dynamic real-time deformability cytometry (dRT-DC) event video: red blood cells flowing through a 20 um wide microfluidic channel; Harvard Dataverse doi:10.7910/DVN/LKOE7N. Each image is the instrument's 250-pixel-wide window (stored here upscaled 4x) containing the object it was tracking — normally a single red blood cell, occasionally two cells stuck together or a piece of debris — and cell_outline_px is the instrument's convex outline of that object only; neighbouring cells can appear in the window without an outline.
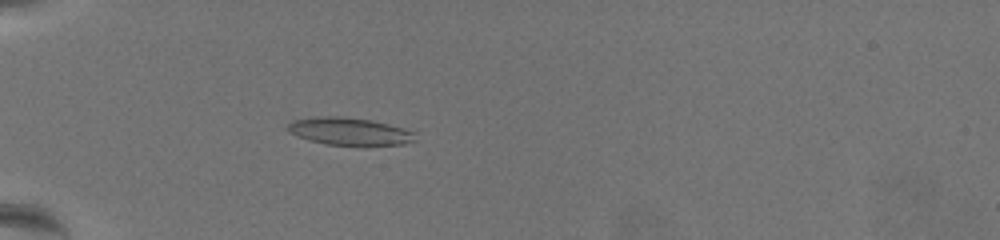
{"species": "common noctule bat (a hibernating species)", "species_latin": "Nyctalus noctula", "temperature_condition": "warm", "stored_images_in_passage": 46, "camera_frame_rate_fps": 3000, "um_per_image_px": 0.085, "animal": {"sex": "female", "body_mass_g": 19.5, "forearm_length_mm": 54.1}, "frame": {"image": 1, "passage_image": 9, "time_ms": 2.667, "image_size_px": [1000, 240], "cell_outline_px": [[416, 140], [404, 144], [324, 144], [296, 136], [288, 132], [284, 128], [292, 120], [320, 116], [340, 116], [372, 120], [388, 124], [416, 132]], "centroid_in_image_um": [29.65, 11.14], "position_along_channel_um": 55.3, "area_um2": 20.29}}
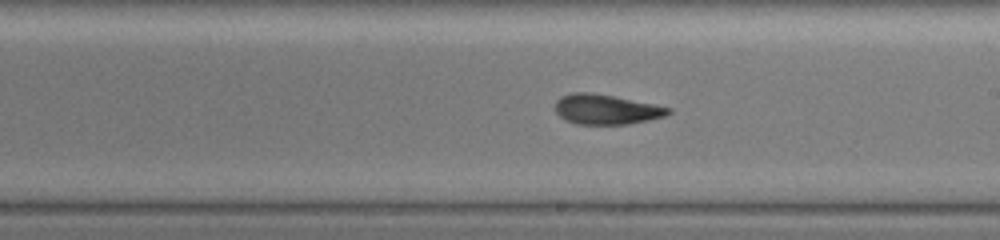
{"frame": {"image": 2, "passage_image": 27, "time_ms": 8.667, "image_size_px": [1000, 240], "cell_outline_px": [[672, 112], [664, 116], [648, 120], [628, 124], [576, 124], [560, 116], [556, 112], [556, 100], [560, 96], [572, 92], [588, 92], [612, 96], [672, 108]], "centroid_in_image_um": [51.51, 9.29], "position_along_channel_um": 237.5, "area_um2": 19.48}}
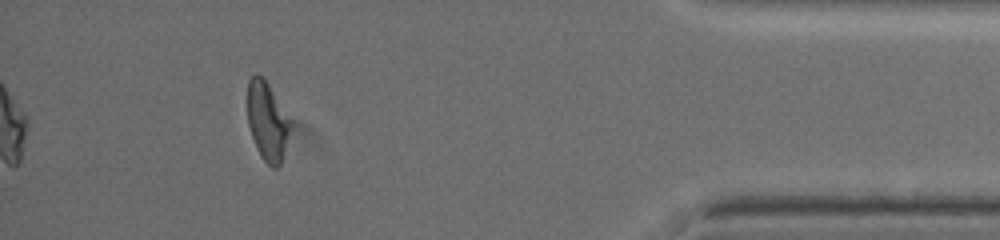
{"frame": {"image": 3, "passage_image": 46, "time_ms": 15.0, "image_size_px": [1000, 240], "cell_outline_px": [[292, 124], [280, 164], [276, 168], [272, 168], [260, 156], [256, 148], [248, 124], [248, 80], [256, 72], [264, 76], [292, 120]], "centroid_in_image_um": [22.73, 10.25], "position_along_channel_um": 412.5, "area_um2": 19.94}, "authors_computed_cell_mechanics": {"area_um2": 19.5364, "velocity_mm_per_s": 3.4273, "shape_relaxation_time_tau1_ms": 9.6317, "shape_relaxation_time_tau2_ms": 1.7129, "deformation_change_tau1": 0.2833, "deformation_change_tau2": 0.0937}}